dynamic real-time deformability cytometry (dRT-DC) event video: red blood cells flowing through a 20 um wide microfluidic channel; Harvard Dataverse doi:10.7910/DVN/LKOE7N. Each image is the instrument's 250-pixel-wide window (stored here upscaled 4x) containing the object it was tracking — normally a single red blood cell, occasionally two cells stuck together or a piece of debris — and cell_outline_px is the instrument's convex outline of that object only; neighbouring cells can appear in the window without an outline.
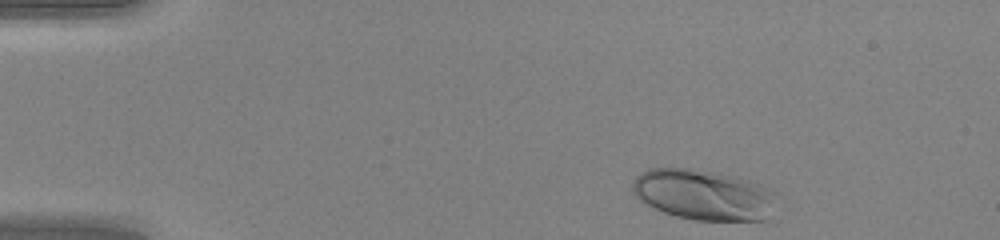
{"species": "human", "species_latin": "Homo sapiens", "temperature_condition": "warm", "stored_images_in_passage": 42, "camera_frame_rate_fps": 3000, "um_per_image_px": 0.085, "donor": {"sex": "female"}, "frame": {"image": 1, "passage_image": 1, "time_ms": 0.0, "image_size_px": [1000, 240], "cell_outline_px": [[776, 192], [768, 220], [692, 220], [676, 216], [664, 212], [640, 200], [632, 192], [632, 180], [636, 176], [648, 168], [692, 168], [720, 172], [736, 176], [760, 184]], "centroid_in_image_um": [59.78, 16.53], "position_along_channel_um": 25.2, "area_um2": 42.6}}
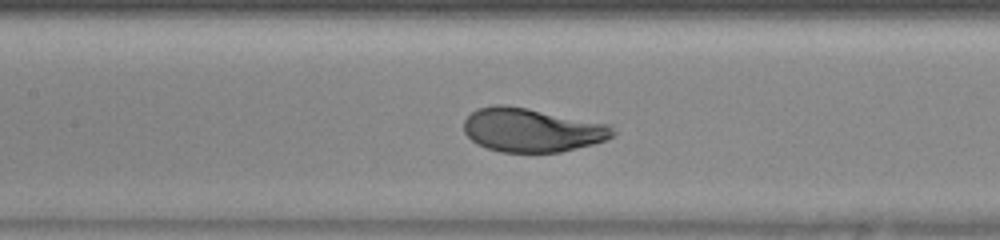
{"frame": {"image": 2, "passage_image": 17, "time_ms": 5.333, "image_size_px": [1000, 240], "cell_outline_px": [[616, 132], [608, 140], [560, 152], [500, 152], [476, 144], [464, 132], [464, 120], [476, 108], [492, 104], [504, 104], [528, 108], [612, 124]], "centroid_in_image_um": [45.22, 11.04], "position_along_channel_um": 162.2, "area_um2": 38.38}}
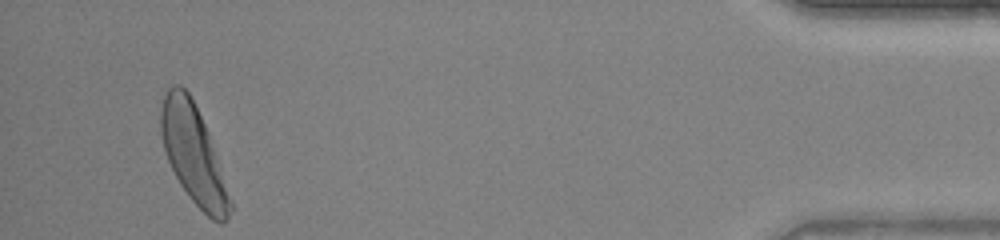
{"frame": {"image": 3, "passage_image": 40, "time_ms": 13.0, "image_size_px": [1000, 240], "cell_outline_px": [[232, 208], [228, 220], [224, 224], [220, 224], [212, 220], [192, 200], [180, 184], [168, 160], [164, 148], [160, 132], [160, 108], [164, 92], [172, 84], [180, 84], [188, 92], [208, 132], [232, 200]], "centroid_in_image_um": [16.43, 13.13], "position_along_channel_um": 418.8, "area_um2": 39.42}, "authors_computed_cell_mechanics": {"area_um2": 38.2925, "velocity_mm_per_s": 4.2328, "shape_relaxation_time_tau1_ms": 2.4878, "shape_relaxation_time_tau2_ms": null, "deformation_change_tau1": 0.1744, "deformation_change_tau2": null}}